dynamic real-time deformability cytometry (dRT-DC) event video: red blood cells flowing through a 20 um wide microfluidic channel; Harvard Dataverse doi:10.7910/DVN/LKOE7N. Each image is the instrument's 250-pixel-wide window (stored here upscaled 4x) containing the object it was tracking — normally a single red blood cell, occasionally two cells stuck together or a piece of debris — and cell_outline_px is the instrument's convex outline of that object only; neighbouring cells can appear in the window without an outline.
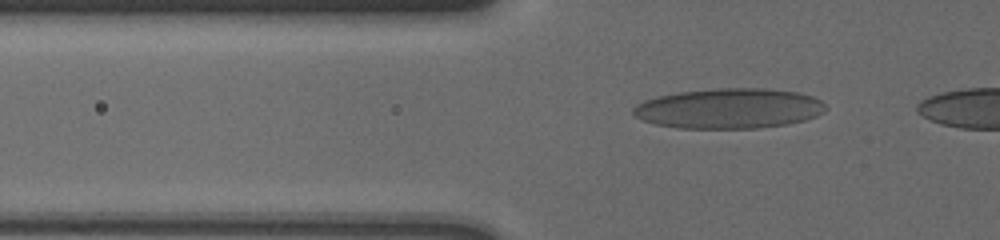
{"species": "human", "species_latin": "Homo sapiens", "temperature_condition": "cold", "stored_images_in_passage": 39, "camera_frame_rate_fps": 3000, "um_per_image_px": 0.085, "donor": {"sex": "male"}, "frame": {"image": 1, "passage_image": 7, "time_ms": 2.0, "image_size_px": [1000, 240], "cell_outline_px": [[828, 108], [824, 112], [816, 116], [804, 120], [788, 124], [756, 128], [676, 128], [656, 124], [644, 120], [636, 116], [632, 112], [632, 108], [636, 104], [644, 100], [656, 96], [680, 92], [716, 88], [760, 88], [796, 92], [812, 96], [820, 100]], "centroid_in_image_um": [61.96, 9.22], "position_along_channel_um": 63.8, "area_um2": 45.03}}
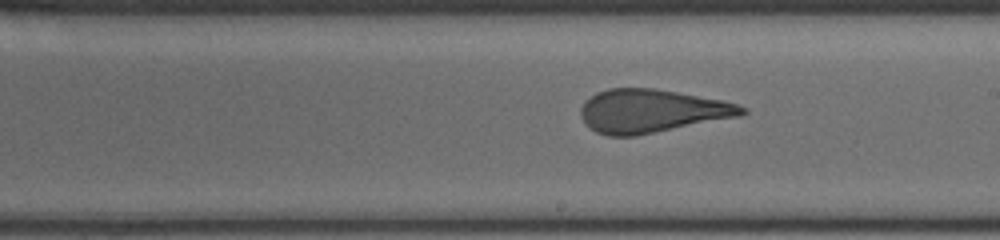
{"frame": {"image": 2, "passage_image": 22, "time_ms": 7.0, "image_size_px": [1000, 240], "cell_outline_px": [[748, 112], [740, 116], [636, 136], [608, 136], [596, 132], [580, 116], [580, 108], [584, 100], [596, 92], [608, 88], [652, 88], [724, 100], [736, 104], [744, 108]], "centroid_in_image_um": [55.36, 9.43], "position_along_channel_um": 233.6, "area_um2": 40.58}}
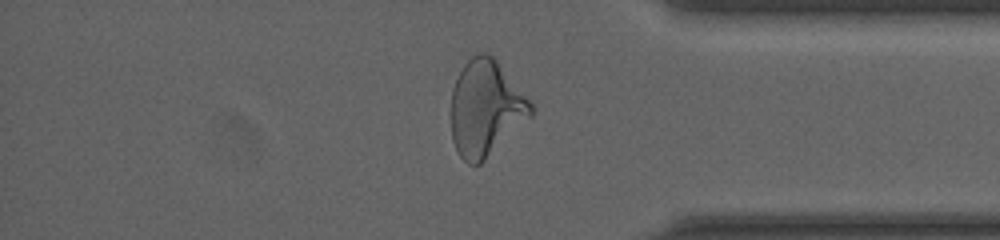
{"frame": {"image": 3, "passage_image": 36, "time_ms": 11.667, "image_size_px": [1000, 240], "cell_outline_px": [[536, 108], [532, 116], [480, 164], [468, 164], [460, 156], [452, 140], [452, 88], [464, 64], [476, 52], [488, 52], [496, 60]], "centroid_in_image_um": [41.29, 9.2], "position_along_channel_um": 393.9, "area_um2": 44.22}}